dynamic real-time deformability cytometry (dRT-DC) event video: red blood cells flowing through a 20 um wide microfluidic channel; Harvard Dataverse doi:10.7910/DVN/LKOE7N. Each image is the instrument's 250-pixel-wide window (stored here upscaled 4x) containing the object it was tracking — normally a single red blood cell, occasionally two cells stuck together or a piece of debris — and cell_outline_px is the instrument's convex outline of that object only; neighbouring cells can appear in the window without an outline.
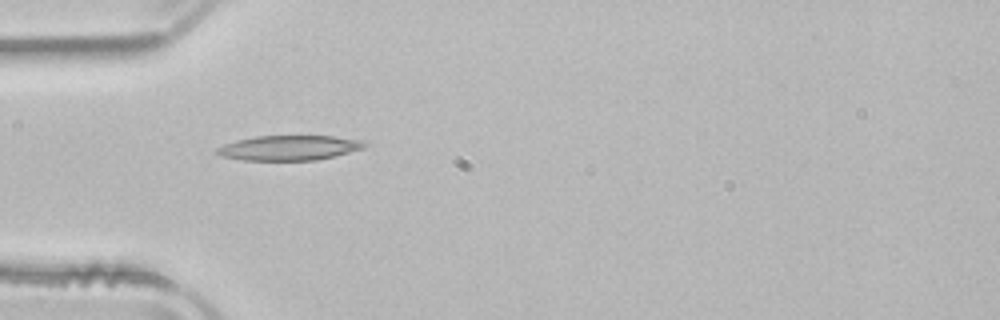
{"species": "common noctule bat (a hibernating species)", "species_latin": "Nyctalus noctula", "temperature_condition": "room temperature", "stored_images_in_passage": 2, "camera_frame_rate_fps": 3000, "um_per_image_px": 0.085, "animal": {"sex": "male", "body_mass_g": 21.5, "forearm_length_mm": 52.0}, "frame": {"image": 1, "passage_image": 1, "time_ms": 0.0, "image_size_px": [1000, 320], "cell_outline_px": [[368, 144], [364, 148], [316, 160], [244, 160], [220, 156], [216, 152], [216, 148], [224, 144], [236, 140], [256, 136], [332, 136], [360, 140]], "centroid_in_image_um": [24.53, 12.56], "position_along_channel_um": 60.5, "area_um2": 21.21}}
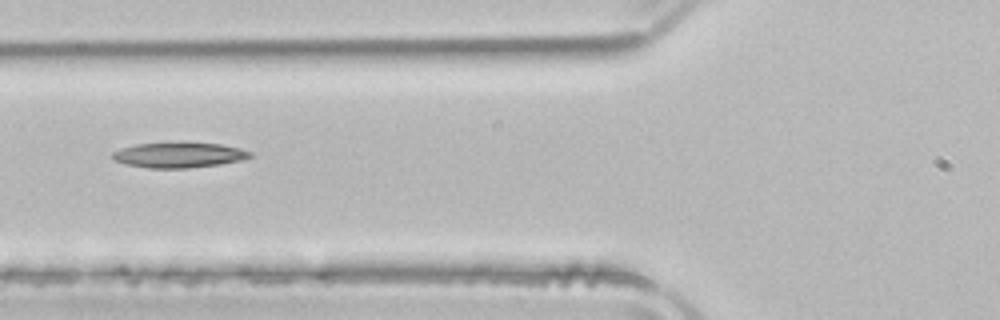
{"frame": {"image": 2, "passage_image": 2, "time_ms": 0.333, "image_size_px": [1000, 320], "cell_outline_px": [[252, 156], [240, 160], [220, 164], [188, 168], [148, 168], [124, 164], [112, 160], [112, 152], [120, 148], [136, 144], [180, 140], [220, 144], [240, 148], [252, 152]], "centroid_in_image_um": [15.16, 13.14], "position_along_channel_um": 110.6, "area_um2": 21.04}}